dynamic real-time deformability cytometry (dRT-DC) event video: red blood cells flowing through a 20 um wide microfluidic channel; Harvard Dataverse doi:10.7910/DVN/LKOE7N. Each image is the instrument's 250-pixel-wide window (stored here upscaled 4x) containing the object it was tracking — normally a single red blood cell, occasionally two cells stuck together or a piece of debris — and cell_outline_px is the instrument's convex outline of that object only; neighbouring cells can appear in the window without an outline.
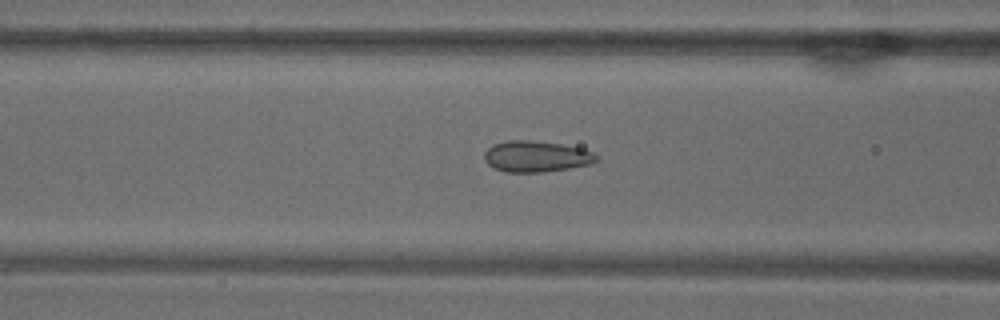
{"species": "common noctule bat (a hibernating species)", "species_latin": "Nyctalus noctula", "temperature_condition": "warm", "stored_images_in_passage": 50, "camera_frame_rate_fps": 3000, "um_per_image_px": 0.085, "animal": {"sex": "male", "body_mass_g": 18.8}, "frame": {"image": 1, "passage_image": 21, "time_ms": 6.667, "image_size_px": [1000, 320], "cell_outline_px": [[600, 156], [592, 164], [544, 172], [504, 172], [488, 164], [484, 160], [484, 152], [492, 144], [508, 140], [528, 140], [560, 144], [580, 148], [596, 152]], "centroid_in_image_um": [45.59, 13.29], "position_along_channel_um": 121.0, "area_um2": 20.4}}
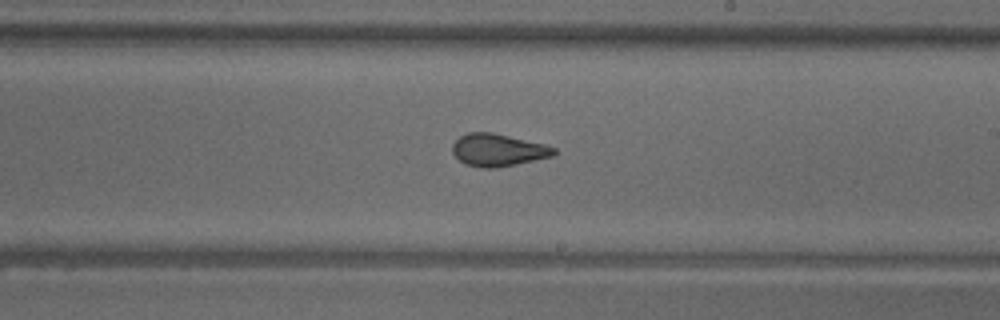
{"frame": {"image": 2, "passage_image": 31, "time_ms": 10.0, "image_size_px": [1000, 320], "cell_outline_px": [[556, 152], [552, 156], [516, 164], [496, 168], [484, 168], [464, 164], [452, 152], [452, 144], [460, 136], [468, 132], [492, 132], [544, 144], [556, 148]], "centroid_in_image_um": [42.31, 12.75], "position_along_channel_um": 246.7, "area_um2": 19.07}}
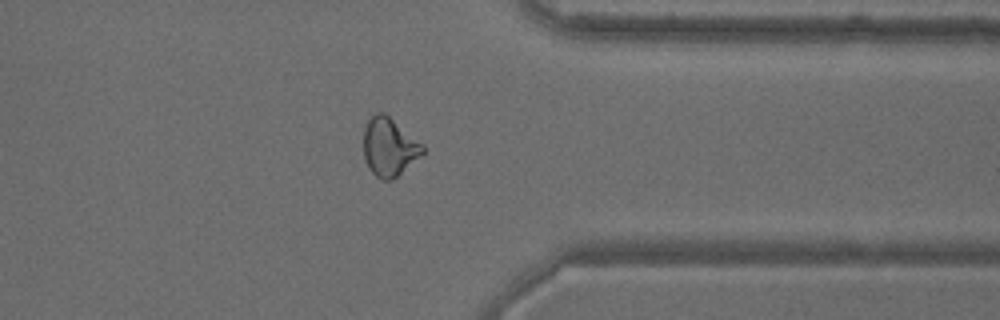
{"frame": {"image": 3, "passage_image": 42, "time_ms": 13.667, "image_size_px": [1000, 320], "cell_outline_px": [[424, 152], [420, 156], [392, 180], [384, 180], [376, 176], [368, 168], [364, 160], [364, 128], [372, 112], [384, 112], [424, 144]], "centroid_in_image_um": [33.07, 12.46], "position_along_channel_um": 378.3, "area_um2": 20.17}}